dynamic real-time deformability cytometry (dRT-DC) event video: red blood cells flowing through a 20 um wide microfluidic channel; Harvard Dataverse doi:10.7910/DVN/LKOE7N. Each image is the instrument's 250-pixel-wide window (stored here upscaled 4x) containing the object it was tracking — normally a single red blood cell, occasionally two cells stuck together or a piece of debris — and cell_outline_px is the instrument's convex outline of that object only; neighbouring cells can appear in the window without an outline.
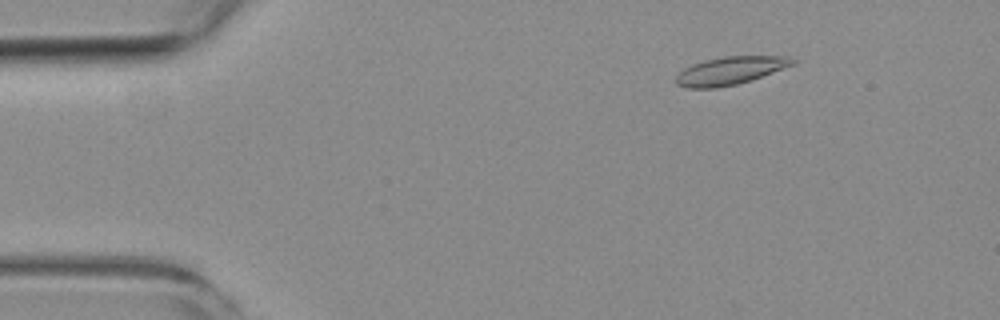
{"species": "common noctule bat (a hibernating species)", "species_latin": "Nyctalus noctula", "temperature_condition": "room temperature", "stored_images_in_passage": 3, "camera_frame_rate_fps": 3000, "um_per_image_px": 0.085, "animal": {"sex": "female", "body_mass_g": 19.3, "forearm_length_mm": 54.1}, "frame": {"image": 1, "passage_image": 3, "time_ms": 2.333, "image_size_px": [1000, 320], "cell_outline_px": [[796, 64], [752, 80], [736, 84], [716, 88], [688, 88], [676, 84], [676, 76], [684, 68], [692, 64], [704, 60], [724, 56], [788, 56], [796, 60]], "centroid_in_image_um": [62.09, 6.0], "position_along_channel_um": 22.9, "area_um2": 19.07}}